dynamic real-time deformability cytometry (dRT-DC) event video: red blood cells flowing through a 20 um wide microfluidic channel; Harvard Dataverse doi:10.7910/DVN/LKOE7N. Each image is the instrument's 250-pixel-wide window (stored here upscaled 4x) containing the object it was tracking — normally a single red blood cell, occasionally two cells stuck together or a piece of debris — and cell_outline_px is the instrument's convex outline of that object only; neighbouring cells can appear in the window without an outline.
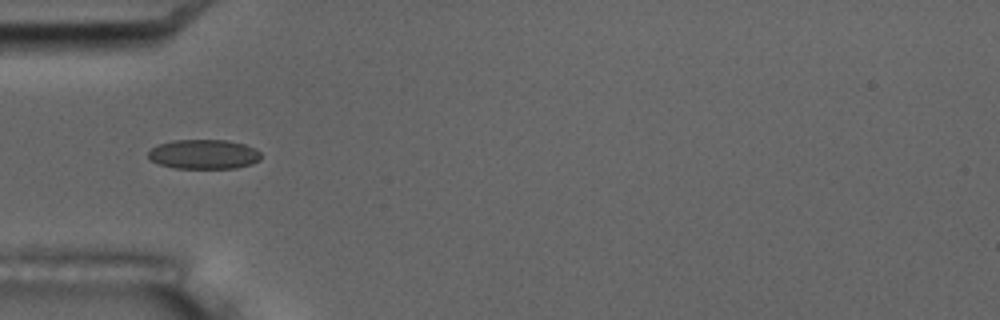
{"species": "common noctule bat (a hibernating species)", "species_latin": "Nyctalus noctula", "temperature_condition": "room temperature", "stored_images_in_passage": 5, "camera_frame_rate_fps": 3000, "um_per_image_px": 0.085, "animal": {"sex": "male", "body_mass_g": 17.5, "forearm_length_mm": 52.3}, "frame": {"image": 1, "passage_image": 5, "time_ms": 4.667, "image_size_px": [1000, 320], "cell_outline_px": [[260, 160], [252, 164], [236, 168], [176, 168], [160, 164], [152, 160], [148, 156], [148, 152], [156, 144], [172, 140], [228, 140], [244, 144], [256, 148], [260, 152]], "centroid_in_image_um": [17.34, 13.1], "position_along_channel_um": 67.7, "area_um2": 19.48}}